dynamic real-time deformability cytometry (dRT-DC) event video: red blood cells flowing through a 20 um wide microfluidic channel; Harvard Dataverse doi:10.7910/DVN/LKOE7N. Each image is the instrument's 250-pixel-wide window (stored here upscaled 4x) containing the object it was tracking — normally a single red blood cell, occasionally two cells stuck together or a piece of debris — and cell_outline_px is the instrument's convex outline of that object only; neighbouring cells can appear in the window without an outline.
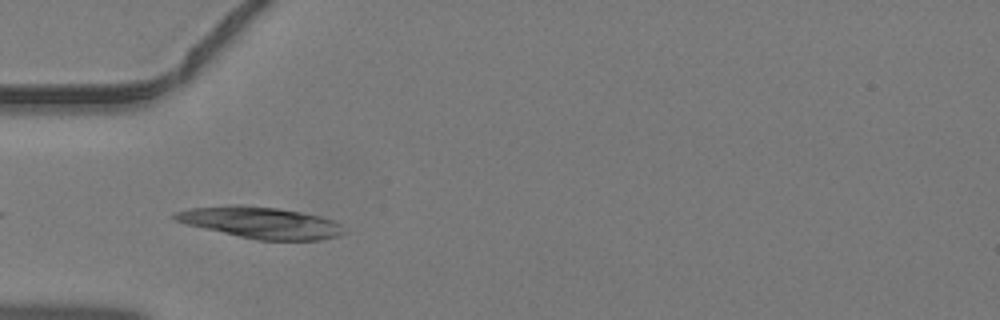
{"species": "common noctule bat (a hibernating species)", "species_latin": "Nyctalus noctula", "temperature_condition": "warm", "stored_images_in_passage": 35, "camera_frame_rate_fps": 3000, "um_per_image_px": 0.085, "animal": {"sex": "male", "body_mass_g": 19.2, "forearm_length_mm": 51.8}, "frame": {"image": 1, "passage_image": 5, "time_ms": 1.333, "image_size_px": [1000, 320], "cell_outline_px": [[348, 232], [340, 236], [320, 240], [256, 240], [204, 228], [188, 224], [176, 220], [172, 216], [176, 212], [192, 208], [236, 204], [244, 204], [276, 208], [300, 212], [320, 216], [332, 220], [340, 224]], "centroid_in_image_um": [22.23, 18.92], "position_along_channel_um": 62.8, "area_um2": 30.87}}
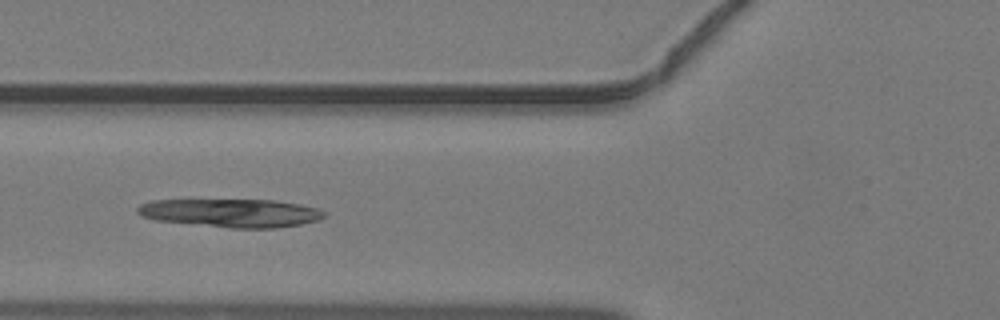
{"frame": {"image": 2, "passage_image": 8, "time_ms": 2.333, "image_size_px": [1000, 320], "cell_outline_px": [[328, 212], [320, 220], [300, 224], [276, 228], [228, 228], [156, 220], [140, 216], [136, 212], [136, 208], [140, 204], [152, 200], [276, 200], [300, 204], [320, 208]], "centroid_in_image_um": [19.66, 18.1], "position_along_channel_um": 106.1, "area_um2": 31.15}}
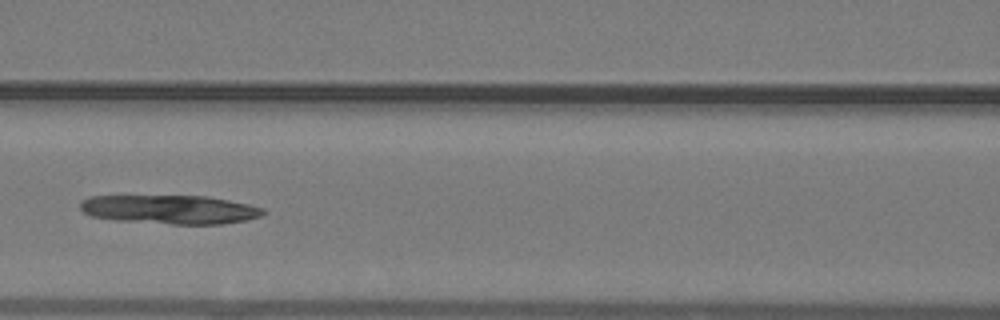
{"frame": {"image": 3, "passage_image": 11, "time_ms": 3.333, "image_size_px": [1000, 320], "cell_outline_px": [[268, 212], [260, 216], [248, 220], [220, 224], [172, 224], [116, 220], [92, 216], [84, 212], [80, 208], [80, 200], [88, 196], [208, 196], [248, 204], [264, 208]], "centroid_in_image_um": [14.46, 17.8], "position_along_channel_um": 152.1, "area_um2": 30.87}}